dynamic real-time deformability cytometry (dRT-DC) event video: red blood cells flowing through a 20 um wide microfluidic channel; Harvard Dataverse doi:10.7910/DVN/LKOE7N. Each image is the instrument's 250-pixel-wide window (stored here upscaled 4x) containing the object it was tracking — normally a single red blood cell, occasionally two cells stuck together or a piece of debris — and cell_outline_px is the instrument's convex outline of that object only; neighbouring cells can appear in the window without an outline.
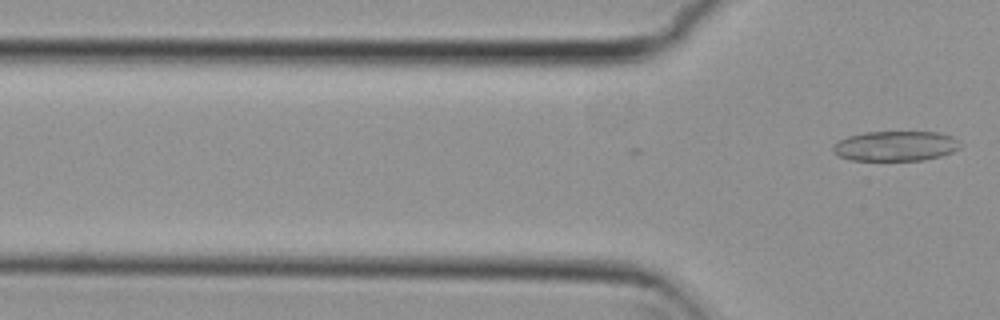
{"species": "common noctule bat (a hibernating species)", "species_latin": "Nyctalus noctula", "temperature_condition": "cold", "stored_images_in_passage": 3, "camera_frame_rate_fps": 3000, "um_per_image_px": 0.085, "animal": {"sex": "female", "body_mass_g": 29.2, "forearm_length_mm": 56.3}, "frame": {"image": 1, "passage_image": 3, "time_ms": 0.667, "image_size_px": [1000, 320], "cell_outline_px": [[960, 148], [952, 152], [940, 156], [924, 160], [852, 160], [840, 156], [832, 152], [832, 148], [840, 140], [848, 136], [864, 132], [940, 132], [952, 136], [956, 140]], "centroid_in_image_um": [76.12, 12.41], "position_along_channel_um": 49.7, "area_um2": 22.08}}